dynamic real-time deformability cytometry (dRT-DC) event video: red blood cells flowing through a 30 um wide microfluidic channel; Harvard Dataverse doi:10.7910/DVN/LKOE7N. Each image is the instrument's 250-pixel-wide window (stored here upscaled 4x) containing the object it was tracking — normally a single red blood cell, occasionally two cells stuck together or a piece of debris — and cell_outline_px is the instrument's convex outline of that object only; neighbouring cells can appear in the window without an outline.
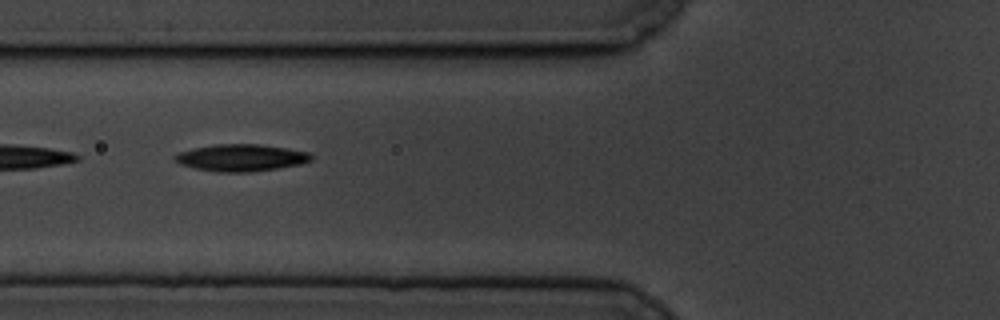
{"species": "common noctule bat (a hibernating species)", "species_latin": "Nyctalus noctula", "temperature_condition": "cold", "stored_images_in_passage": 4, "camera_frame_rate_fps": 3000, "um_per_image_px": 0.085, "animal": {"sex": "male", "body_mass_g": 19.5, "forearm_length_mm": 54.6}, "frame": {"image": 1, "passage_image": 2, "time_ms": 1.0, "image_size_px": [1000, 320], "cell_outline_px": [[312, 160], [300, 164], [252, 172], [220, 172], [196, 168], [180, 164], [172, 156], [180, 152], [192, 148], [216, 144], [260, 144], [288, 148], [308, 152], [312, 156]], "centroid_in_image_um": [20.5, 13.4], "position_along_channel_um": 105.3, "area_um2": 21.33}}
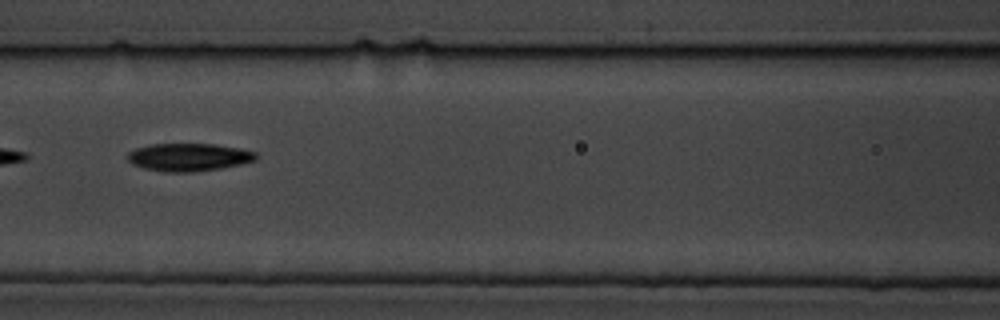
{"frame": {"image": 2, "passage_image": 3, "time_ms": 2.333, "image_size_px": [1000, 320], "cell_outline_px": [[256, 160], [240, 164], [220, 168], [192, 172], [168, 172], [144, 168], [132, 164], [128, 160], [128, 152], [136, 148], [152, 144], [216, 144], [240, 148], [256, 152]], "centroid_in_image_um": [16.04, 13.35], "position_along_channel_um": 150.6, "area_um2": 20.69}}
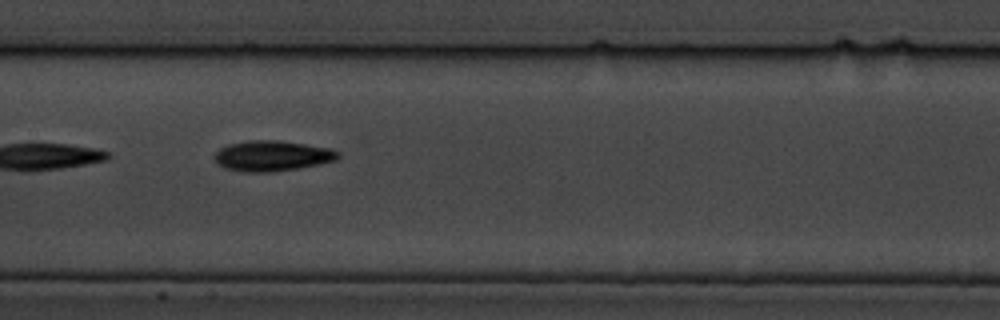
{"frame": {"image": 3, "passage_image": 4, "time_ms": 3.333, "image_size_px": [1000, 320], "cell_outline_px": [[340, 156], [336, 160], [320, 164], [300, 168], [272, 172], [244, 172], [224, 168], [216, 164], [212, 156], [220, 148], [228, 144], [248, 140], [280, 140], [332, 148], [340, 152]], "centroid_in_image_um": [23.12, 13.25], "position_along_channel_um": 184.3, "area_um2": 22.37}}